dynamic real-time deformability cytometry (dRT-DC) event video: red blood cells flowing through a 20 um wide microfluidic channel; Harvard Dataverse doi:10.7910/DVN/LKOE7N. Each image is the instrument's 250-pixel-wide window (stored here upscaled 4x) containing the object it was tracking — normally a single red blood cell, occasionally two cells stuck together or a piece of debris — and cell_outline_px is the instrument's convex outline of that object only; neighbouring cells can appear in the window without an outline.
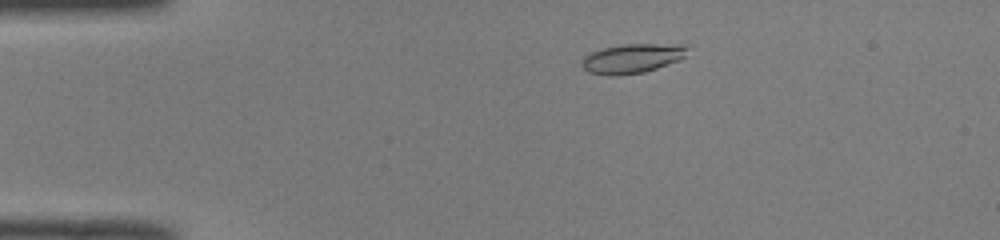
{"species": "common noctule bat (a hibernating species)", "species_latin": "Nyctalus noctula", "temperature_condition": "room temperature", "stored_images_in_passage": 48, "camera_frame_rate_fps": 3000, "um_per_image_px": 0.085, "animal": {"sex": "male", "body_mass_g": 19.0, "forearm_length_mm": 50.8}, "frame": {"image": 1, "passage_image": 7, "time_ms": 2.0, "image_size_px": [1000, 240], "cell_outline_px": [[688, 48], [684, 56], [676, 60], [656, 68], [644, 72], [616, 76], [608, 76], [588, 72], [580, 64], [584, 56], [592, 52], [604, 48], [620, 44], [688, 44]], "centroid_in_image_um": [53.7, 4.96], "position_along_channel_um": 31.3, "area_um2": 18.03}}
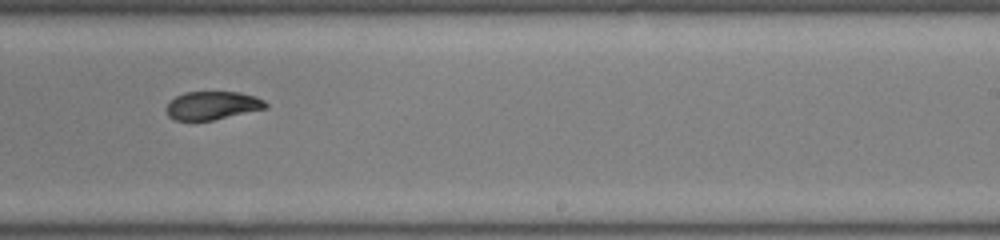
{"frame": {"image": 2, "passage_image": 29, "time_ms": 9.333, "image_size_px": [1000, 240], "cell_outline_px": [[268, 108], [212, 120], [176, 120], [168, 116], [168, 100], [184, 92], [240, 92], [256, 96], [264, 100], [268, 104]], "centroid_in_image_um": [18.08, 8.95], "position_along_channel_um": 270.9, "area_um2": 16.36}}
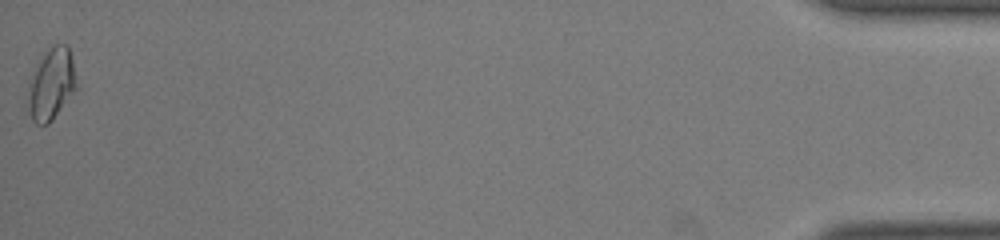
{"frame": {"image": 3, "passage_image": 48, "time_ms": 15.667, "image_size_px": [1000, 240], "cell_outline_px": [[76, 88], [52, 120], [48, 124], [36, 124], [32, 120], [28, 108], [28, 80], [40, 60], [48, 48], [56, 44], [68, 44], [72, 60], [76, 84]], "centroid_in_image_um": [4.34, 7.14], "position_along_channel_um": 430.9, "area_um2": 19.88}, "authors_computed_cell_mechanics": {"area_um2": 17.7157, "velocity_mm_per_s": 4.0078, "shape_relaxation_time_tau1_ms": 7.4688, "shape_relaxation_time_tau2_ms": 2.089, "deformation_change_tau1": 0.1636, "deformation_change_tau2": 0.0613}}